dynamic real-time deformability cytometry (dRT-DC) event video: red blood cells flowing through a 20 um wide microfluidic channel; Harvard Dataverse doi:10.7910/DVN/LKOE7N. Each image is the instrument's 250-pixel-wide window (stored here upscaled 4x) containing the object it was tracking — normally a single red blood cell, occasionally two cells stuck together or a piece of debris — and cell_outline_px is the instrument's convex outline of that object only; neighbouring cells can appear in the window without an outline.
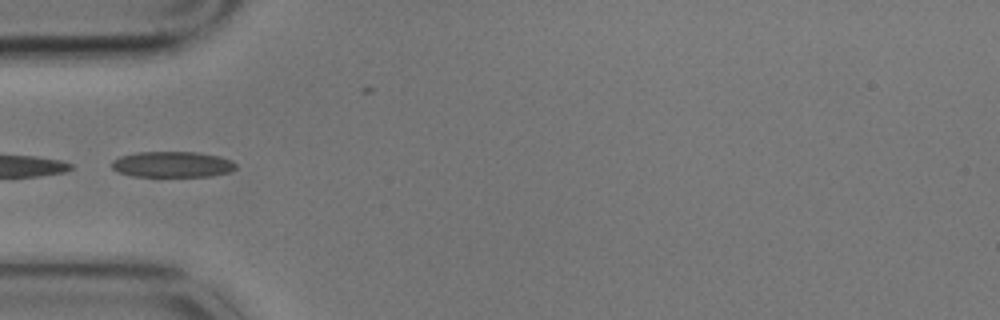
{"species": "common noctule bat (a hibernating species)", "species_latin": "Nyctalus noctula", "temperature_condition": "cold", "stored_images_in_passage": 7, "camera_frame_rate_fps": 3000, "um_per_image_px": 0.085, "animal": {"sex": "male", "body_mass_g": 17.9}, "frame": {"image": 1, "passage_image": 4, "time_ms": 1.0, "image_size_px": [1000, 320], "cell_outline_px": [[236, 168], [232, 172], [212, 176], [132, 176], [120, 172], [112, 168], [112, 160], [120, 156], [136, 152], [196, 152], [220, 156], [232, 160], [236, 164]], "centroid_in_image_um": [14.69, 13.97], "position_along_channel_um": 70.3, "area_um2": 18.79}}